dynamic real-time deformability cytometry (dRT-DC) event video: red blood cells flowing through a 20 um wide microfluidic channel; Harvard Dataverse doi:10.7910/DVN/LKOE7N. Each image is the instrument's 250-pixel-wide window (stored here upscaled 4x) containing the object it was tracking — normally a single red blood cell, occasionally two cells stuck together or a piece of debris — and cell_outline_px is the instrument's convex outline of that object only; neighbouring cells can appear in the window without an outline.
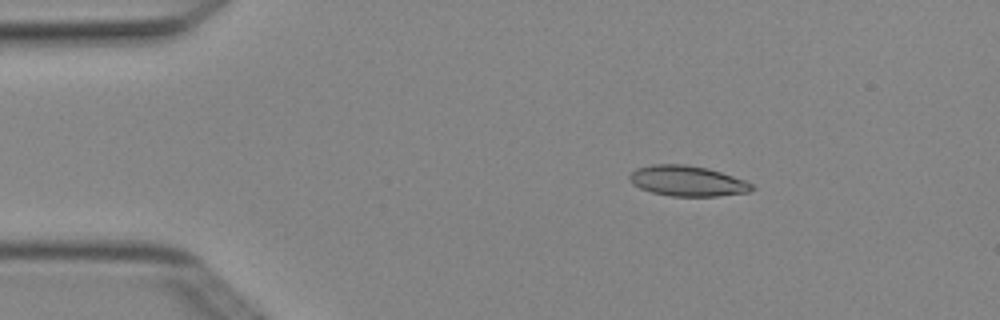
{"species": "Egyptian fruit bat (a non-hibernating species)", "species_latin": "Rousettus aegyptiacus", "temperature_condition": "cold", "stored_images_in_passage": 4, "camera_frame_rate_fps": 3000, "um_per_image_px": 0.085, "animal": {"sex": "female"}, "frame": {"image": 1, "passage_image": 1, "time_ms": 0.0, "image_size_px": [1000, 320], "cell_outline_px": [[756, 188], [748, 192], [716, 196], [672, 196], [652, 192], [640, 188], [632, 184], [628, 176], [636, 168], [652, 164], [684, 164], [708, 168], [744, 180], [752, 184]], "centroid_in_image_um": [58.41, 15.38], "position_along_channel_um": 26.6, "area_um2": 21.62}}
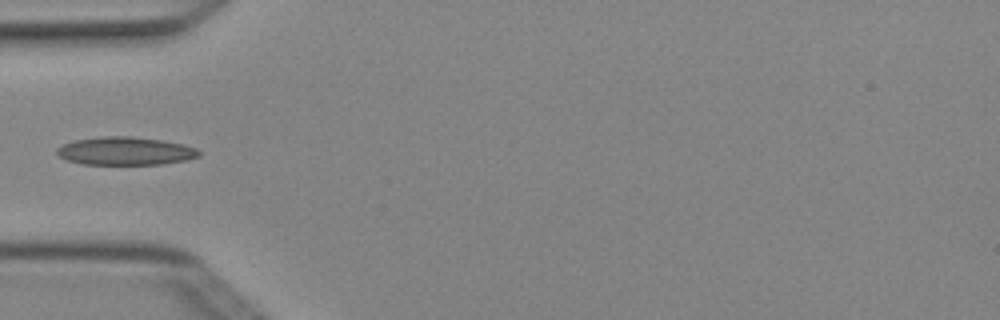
{"frame": {"image": 2, "passage_image": 3, "time_ms": 0.667, "image_size_px": [1000, 320], "cell_outline_px": [[200, 156], [188, 160], [160, 164], [84, 164], [64, 160], [56, 156], [56, 148], [64, 144], [76, 140], [100, 136], [128, 136], [160, 140], [184, 144], [196, 148], [200, 152]], "centroid_in_image_um": [10.63, 12.84], "position_along_channel_um": 74.4, "area_um2": 23.35}}
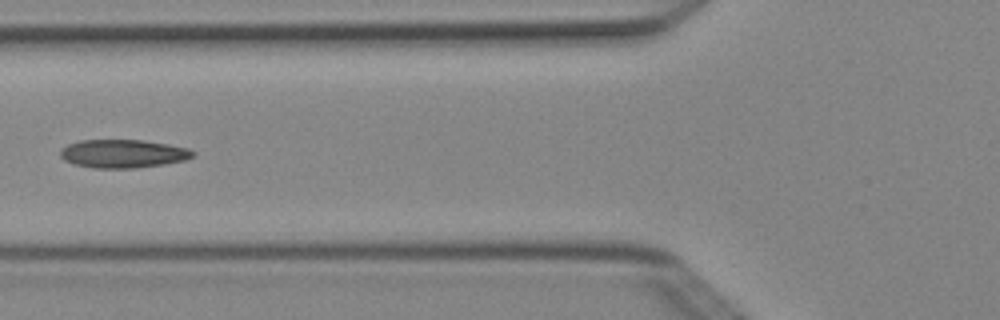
{"frame": {"image": 3, "passage_image": 4, "time_ms": 1.0, "image_size_px": [1000, 320], "cell_outline_px": [[196, 156], [184, 160], [164, 164], [132, 168], [96, 168], [76, 164], [64, 160], [60, 156], [60, 148], [68, 144], [80, 140], [144, 140], [168, 144], [188, 148], [196, 152]], "centroid_in_image_um": [10.47, 13.05], "position_along_channel_um": 115.3, "area_um2": 21.91}}